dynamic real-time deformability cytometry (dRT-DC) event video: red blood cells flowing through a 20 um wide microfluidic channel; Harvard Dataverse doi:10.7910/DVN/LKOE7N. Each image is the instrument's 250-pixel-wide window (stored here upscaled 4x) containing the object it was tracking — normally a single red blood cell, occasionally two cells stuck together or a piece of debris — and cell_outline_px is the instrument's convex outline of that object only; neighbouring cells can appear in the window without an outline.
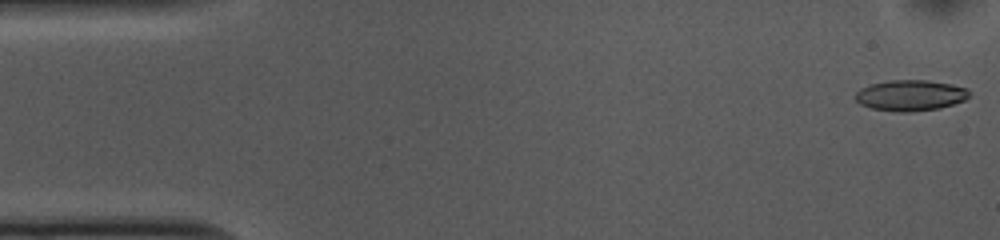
{"species": "common noctule bat (a hibernating species)", "species_latin": "Nyctalus noctula", "temperature_condition": "cold", "stored_images_in_passage": 52, "camera_frame_rate_fps": 3000, "um_per_image_px": 0.085, "animal": {"sex": "female", "body_mass_g": 10.0, "forearm_length_mm": 53.1}, "frame": {"image": 1, "passage_image": 1, "time_ms": 0.0, "image_size_px": [1000, 240], "cell_outline_px": [[968, 96], [964, 100], [940, 108], [908, 112], [896, 112], [872, 108], [860, 104], [856, 100], [856, 92], [860, 88], [872, 84], [888, 80], [928, 80], [952, 84], [968, 88]], "centroid_in_image_um": [77.38, 8.1], "position_along_channel_um": 7.6, "area_um2": 20.4}}
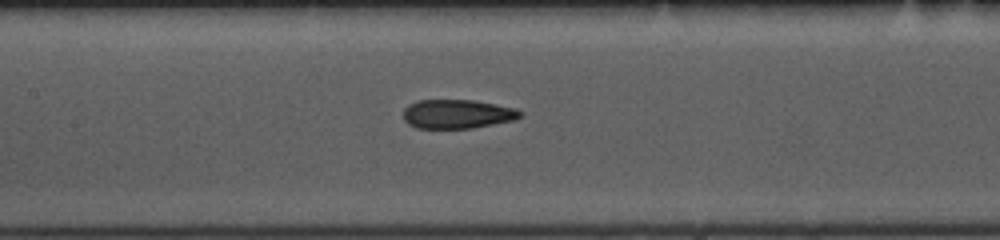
{"frame": {"image": 2, "passage_image": 23, "time_ms": 7.333, "image_size_px": [1000, 240], "cell_outline_px": [[524, 112], [520, 116], [512, 120], [472, 128], [416, 128], [408, 124], [404, 120], [404, 108], [408, 104], [416, 100], [472, 100], [516, 108]], "centroid_in_image_um": [38.83, 9.68], "position_along_channel_um": 168.6, "area_um2": 19.71}}
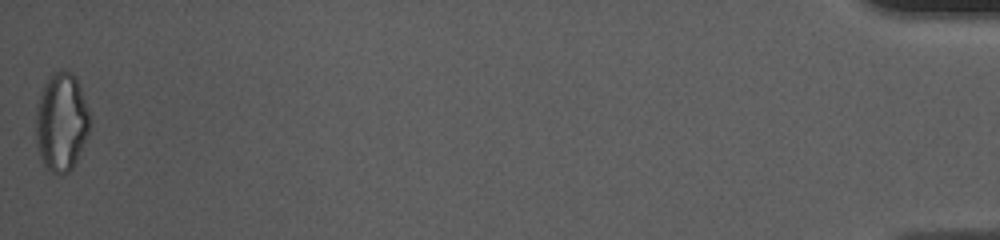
{"frame": {"image": 3, "passage_image": 52, "time_ms": 17.0, "image_size_px": [1000, 240], "cell_outline_px": [[88, 132], [76, 160], [72, 168], [68, 172], [52, 172], [44, 164], [40, 156], [36, 140], [36, 108], [40, 92], [48, 76], [52, 72], [60, 68], [72, 72], [76, 76], [88, 108]], "centroid_in_image_um": [5.19, 10.28], "position_along_channel_um": 430.0, "area_um2": 30.69}, "authors_computed_cell_mechanics": {"area_um2": 20.8369, "velocity_mm_per_s": 3.761, "shape_relaxation_time_tau1_ms": 7.2851, "shape_relaxation_time_tau2_ms": 2.3973, "deformation_change_tau1": 0.1624, "deformation_change_tau2": 0.0838}}